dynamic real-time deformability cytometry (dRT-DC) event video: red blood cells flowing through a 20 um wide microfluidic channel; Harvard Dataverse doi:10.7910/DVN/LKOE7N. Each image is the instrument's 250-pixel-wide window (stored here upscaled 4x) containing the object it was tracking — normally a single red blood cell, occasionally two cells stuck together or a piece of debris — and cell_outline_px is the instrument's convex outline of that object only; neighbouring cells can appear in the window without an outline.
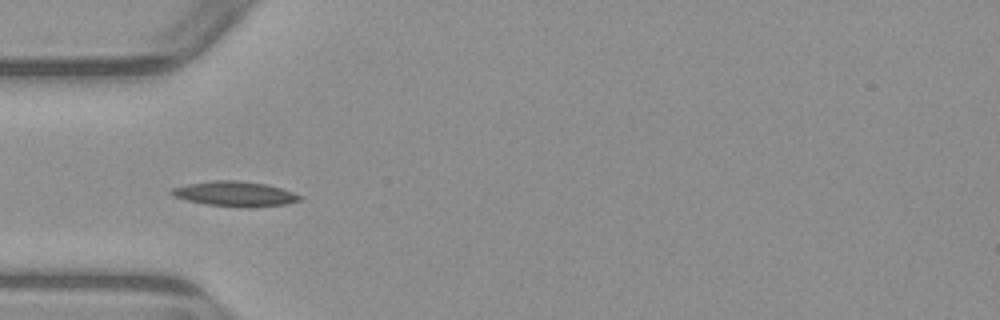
{"species": "common noctule bat (a hibernating species)", "species_latin": "Nyctalus noctula", "temperature_condition": "warm", "stored_images_in_passage": 9, "camera_frame_rate_fps": 3000, "um_per_image_px": 0.085, "animal": {"sex": "male", "body_mass_g": 23.1, "forearm_length_mm": 52.7}, "frame": {"image": 1, "passage_image": 6, "time_ms": 6.0, "image_size_px": [1000, 320], "cell_outline_px": [[304, 196], [300, 200], [288, 204], [204, 204], [172, 196], [168, 192], [172, 188], [188, 184], [212, 180], [236, 180], [268, 184]], "centroid_in_image_um": [19.91, 16.41], "position_along_channel_um": 65.1, "area_um2": 17.63}}
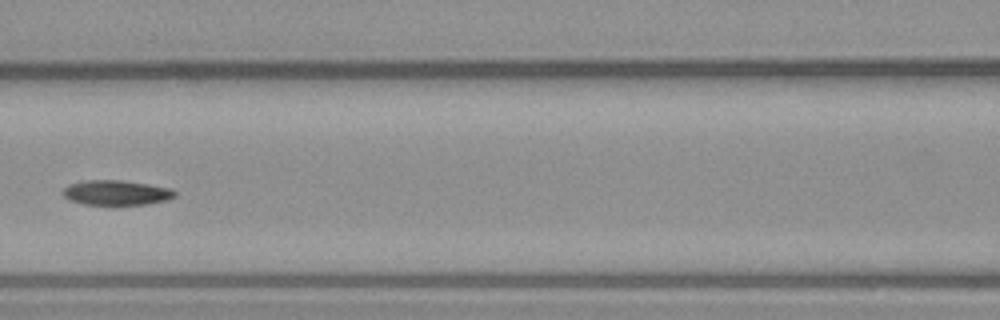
{"frame": {"image": 2, "passage_image": 8, "time_ms": 8.333, "image_size_px": [1000, 320], "cell_outline_px": [[176, 196], [168, 200], [148, 204], [84, 204], [72, 200], [64, 196], [60, 192], [68, 184], [84, 180], [120, 180], [148, 184], [172, 188], [176, 192]], "centroid_in_image_um": [9.9, 16.36], "position_along_channel_um": 156.7, "area_um2": 16.24}}
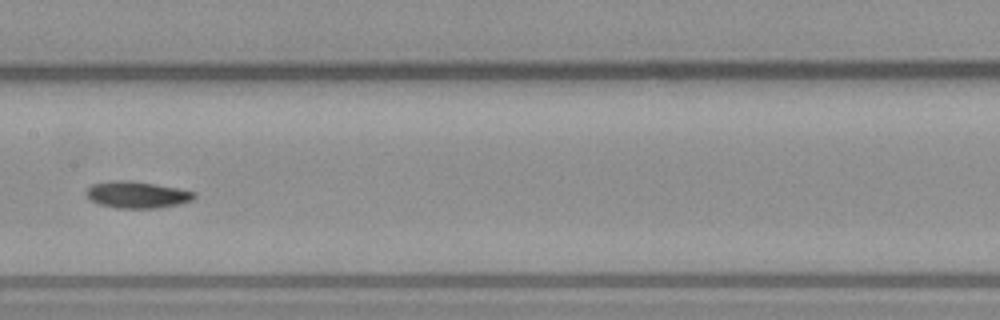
{"frame": {"image": 3, "passage_image": 9, "time_ms": 9.333, "image_size_px": [1000, 320], "cell_outline_px": [[196, 196], [192, 200], [180, 204], [160, 208], [116, 208], [100, 204], [92, 200], [84, 192], [92, 184], [112, 180], [128, 180], [176, 188], [196, 192]], "centroid_in_image_um": [11.65, 16.55], "position_along_channel_um": 195.7, "area_um2": 16.7}}